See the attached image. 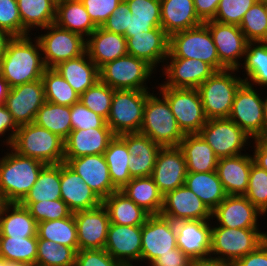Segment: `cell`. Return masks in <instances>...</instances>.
Returning a JSON list of instances; mask_svg holds the SVG:
<instances>
[{
    "instance_id": "cell-1",
    "label": "cell",
    "mask_w": 267,
    "mask_h": 266,
    "mask_svg": "<svg viewBox=\"0 0 267 266\" xmlns=\"http://www.w3.org/2000/svg\"><path fill=\"white\" fill-rule=\"evenodd\" d=\"M31 34L14 37L0 60V73L10 88L39 80L46 66L43 61L40 44Z\"/></svg>"
},
{
    "instance_id": "cell-2",
    "label": "cell",
    "mask_w": 267,
    "mask_h": 266,
    "mask_svg": "<svg viewBox=\"0 0 267 266\" xmlns=\"http://www.w3.org/2000/svg\"><path fill=\"white\" fill-rule=\"evenodd\" d=\"M44 163L21 156L10 147L0 158V192L7 203H20L28 194Z\"/></svg>"
},
{
    "instance_id": "cell-3",
    "label": "cell",
    "mask_w": 267,
    "mask_h": 266,
    "mask_svg": "<svg viewBox=\"0 0 267 266\" xmlns=\"http://www.w3.org/2000/svg\"><path fill=\"white\" fill-rule=\"evenodd\" d=\"M9 147L19 155L45 165L64 162V140L34 122L19 126Z\"/></svg>"
},
{
    "instance_id": "cell-4",
    "label": "cell",
    "mask_w": 267,
    "mask_h": 266,
    "mask_svg": "<svg viewBox=\"0 0 267 266\" xmlns=\"http://www.w3.org/2000/svg\"><path fill=\"white\" fill-rule=\"evenodd\" d=\"M152 91L146 98L140 133L161 147L179 146L184 134L178 127L170 105L159 91L157 94Z\"/></svg>"
},
{
    "instance_id": "cell-5",
    "label": "cell",
    "mask_w": 267,
    "mask_h": 266,
    "mask_svg": "<svg viewBox=\"0 0 267 266\" xmlns=\"http://www.w3.org/2000/svg\"><path fill=\"white\" fill-rule=\"evenodd\" d=\"M264 232L260 228L222 227L212 220L210 257L234 263L267 240Z\"/></svg>"
},
{
    "instance_id": "cell-6",
    "label": "cell",
    "mask_w": 267,
    "mask_h": 266,
    "mask_svg": "<svg viewBox=\"0 0 267 266\" xmlns=\"http://www.w3.org/2000/svg\"><path fill=\"white\" fill-rule=\"evenodd\" d=\"M238 69L216 71L198 88L207 119L228 118L237 89L244 82Z\"/></svg>"
},
{
    "instance_id": "cell-7",
    "label": "cell",
    "mask_w": 267,
    "mask_h": 266,
    "mask_svg": "<svg viewBox=\"0 0 267 266\" xmlns=\"http://www.w3.org/2000/svg\"><path fill=\"white\" fill-rule=\"evenodd\" d=\"M166 58L199 59L215 71L227 69L220 62L210 31L204 23L172 34L169 37V53Z\"/></svg>"
},
{
    "instance_id": "cell-8",
    "label": "cell",
    "mask_w": 267,
    "mask_h": 266,
    "mask_svg": "<svg viewBox=\"0 0 267 266\" xmlns=\"http://www.w3.org/2000/svg\"><path fill=\"white\" fill-rule=\"evenodd\" d=\"M152 74L156 70L151 65L129 54L99 68V80L114 90H150Z\"/></svg>"
},
{
    "instance_id": "cell-9",
    "label": "cell",
    "mask_w": 267,
    "mask_h": 266,
    "mask_svg": "<svg viewBox=\"0 0 267 266\" xmlns=\"http://www.w3.org/2000/svg\"><path fill=\"white\" fill-rule=\"evenodd\" d=\"M151 90H114L106 124L115 135L140 132L147 95Z\"/></svg>"
},
{
    "instance_id": "cell-10",
    "label": "cell",
    "mask_w": 267,
    "mask_h": 266,
    "mask_svg": "<svg viewBox=\"0 0 267 266\" xmlns=\"http://www.w3.org/2000/svg\"><path fill=\"white\" fill-rule=\"evenodd\" d=\"M40 30L38 34H41L34 38L40 44L46 68H54L60 62L77 58L86 52V39L79 34L61 28L55 23Z\"/></svg>"
},
{
    "instance_id": "cell-11",
    "label": "cell",
    "mask_w": 267,
    "mask_h": 266,
    "mask_svg": "<svg viewBox=\"0 0 267 266\" xmlns=\"http://www.w3.org/2000/svg\"><path fill=\"white\" fill-rule=\"evenodd\" d=\"M167 99L178 127L186 134H199L206 124L202 101L197 88L157 87Z\"/></svg>"
},
{
    "instance_id": "cell-12",
    "label": "cell",
    "mask_w": 267,
    "mask_h": 266,
    "mask_svg": "<svg viewBox=\"0 0 267 266\" xmlns=\"http://www.w3.org/2000/svg\"><path fill=\"white\" fill-rule=\"evenodd\" d=\"M263 88L243 82L237 89L229 119L239 126L251 139L264 137ZM261 93H258V92Z\"/></svg>"
},
{
    "instance_id": "cell-13",
    "label": "cell",
    "mask_w": 267,
    "mask_h": 266,
    "mask_svg": "<svg viewBox=\"0 0 267 266\" xmlns=\"http://www.w3.org/2000/svg\"><path fill=\"white\" fill-rule=\"evenodd\" d=\"M199 134L219 159L242 154L241 151L246 152L252 143L251 138L229 118L207 119Z\"/></svg>"
},
{
    "instance_id": "cell-14",
    "label": "cell",
    "mask_w": 267,
    "mask_h": 266,
    "mask_svg": "<svg viewBox=\"0 0 267 266\" xmlns=\"http://www.w3.org/2000/svg\"><path fill=\"white\" fill-rule=\"evenodd\" d=\"M176 236L175 223L172 220L160 214L150 215L142 225L141 262L149 266L160 255L177 248Z\"/></svg>"
},
{
    "instance_id": "cell-15",
    "label": "cell",
    "mask_w": 267,
    "mask_h": 266,
    "mask_svg": "<svg viewBox=\"0 0 267 266\" xmlns=\"http://www.w3.org/2000/svg\"><path fill=\"white\" fill-rule=\"evenodd\" d=\"M204 24L210 31L220 62L227 69H238L242 65L249 42L240 27L215 20Z\"/></svg>"
},
{
    "instance_id": "cell-16",
    "label": "cell",
    "mask_w": 267,
    "mask_h": 266,
    "mask_svg": "<svg viewBox=\"0 0 267 266\" xmlns=\"http://www.w3.org/2000/svg\"><path fill=\"white\" fill-rule=\"evenodd\" d=\"M161 68L164 80L156 87L198 88L216 71L199 59L166 58Z\"/></svg>"
},
{
    "instance_id": "cell-17",
    "label": "cell",
    "mask_w": 267,
    "mask_h": 266,
    "mask_svg": "<svg viewBox=\"0 0 267 266\" xmlns=\"http://www.w3.org/2000/svg\"><path fill=\"white\" fill-rule=\"evenodd\" d=\"M45 102L44 85L39 79L10 88L4 104L19 127L33 123Z\"/></svg>"
},
{
    "instance_id": "cell-18",
    "label": "cell",
    "mask_w": 267,
    "mask_h": 266,
    "mask_svg": "<svg viewBox=\"0 0 267 266\" xmlns=\"http://www.w3.org/2000/svg\"><path fill=\"white\" fill-rule=\"evenodd\" d=\"M160 215L172 220H212V211L185 185L166 193Z\"/></svg>"
},
{
    "instance_id": "cell-19",
    "label": "cell",
    "mask_w": 267,
    "mask_h": 266,
    "mask_svg": "<svg viewBox=\"0 0 267 266\" xmlns=\"http://www.w3.org/2000/svg\"><path fill=\"white\" fill-rule=\"evenodd\" d=\"M260 212L244 195H227L212 211L215 224L228 228H259Z\"/></svg>"
},
{
    "instance_id": "cell-20",
    "label": "cell",
    "mask_w": 267,
    "mask_h": 266,
    "mask_svg": "<svg viewBox=\"0 0 267 266\" xmlns=\"http://www.w3.org/2000/svg\"><path fill=\"white\" fill-rule=\"evenodd\" d=\"M186 174V160L182 150L178 146L161 147L152 173V178L160 193L164 196L183 186Z\"/></svg>"
},
{
    "instance_id": "cell-21",
    "label": "cell",
    "mask_w": 267,
    "mask_h": 266,
    "mask_svg": "<svg viewBox=\"0 0 267 266\" xmlns=\"http://www.w3.org/2000/svg\"><path fill=\"white\" fill-rule=\"evenodd\" d=\"M77 227L79 250L104 249L108 228L109 215L106 208L100 206L73 213Z\"/></svg>"
},
{
    "instance_id": "cell-22",
    "label": "cell",
    "mask_w": 267,
    "mask_h": 266,
    "mask_svg": "<svg viewBox=\"0 0 267 266\" xmlns=\"http://www.w3.org/2000/svg\"><path fill=\"white\" fill-rule=\"evenodd\" d=\"M142 225L128 226L110 223L104 249L124 266L141 262Z\"/></svg>"
},
{
    "instance_id": "cell-23",
    "label": "cell",
    "mask_w": 267,
    "mask_h": 266,
    "mask_svg": "<svg viewBox=\"0 0 267 266\" xmlns=\"http://www.w3.org/2000/svg\"><path fill=\"white\" fill-rule=\"evenodd\" d=\"M64 162L80 175L83 182H85L101 200L118 190L111 181L109 168L103 154L64 159Z\"/></svg>"
},
{
    "instance_id": "cell-24",
    "label": "cell",
    "mask_w": 267,
    "mask_h": 266,
    "mask_svg": "<svg viewBox=\"0 0 267 266\" xmlns=\"http://www.w3.org/2000/svg\"><path fill=\"white\" fill-rule=\"evenodd\" d=\"M174 223L177 247L192 260L210 257L211 220H180Z\"/></svg>"
},
{
    "instance_id": "cell-25",
    "label": "cell",
    "mask_w": 267,
    "mask_h": 266,
    "mask_svg": "<svg viewBox=\"0 0 267 266\" xmlns=\"http://www.w3.org/2000/svg\"><path fill=\"white\" fill-rule=\"evenodd\" d=\"M125 38L129 55L146 61L156 71L158 66L163 67L169 53V36L162 27Z\"/></svg>"
},
{
    "instance_id": "cell-26",
    "label": "cell",
    "mask_w": 267,
    "mask_h": 266,
    "mask_svg": "<svg viewBox=\"0 0 267 266\" xmlns=\"http://www.w3.org/2000/svg\"><path fill=\"white\" fill-rule=\"evenodd\" d=\"M61 199L72 213L94 209L102 204L97 194L65 162L60 163Z\"/></svg>"
},
{
    "instance_id": "cell-27",
    "label": "cell",
    "mask_w": 267,
    "mask_h": 266,
    "mask_svg": "<svg viewBox=\"0 0 267 266\" xmlns=\"http://www.w3.org/2000/svg\"><path fill=\"white\" fill-rule=\"evenodd\" d=\"M128 148L129 173L132 178L152 176L161 146L140 132L118 135Z\"/></svg>"
},
{
    "instance_id": "cell-28",
    "label": "cell",
    "mask_w": 267,
    "mask_h": 266,
    "mask_svg": "<svg viewBox=\"0 0 267 266\" xmlns=\"http://www.w3.org/2000/svg\"><path fill=\"white\" fill-rule=\"evenodd\" d=\"M115 136L111 129L72 130L64 140V159L103 154Z\"/></svg>"
},
{
    "instance_id": "cell-29",
    "label": "cell",
    "mask_w": 267,
    "mask_h": 266,
    "mask_svg": "<svg viewBox=\"0 0 267 266\" xmlns=\"http://www.w3.org/2000/svg\"><path fill=\"white\" fill-rule=\"evenodd\" d=\"M252 155L242 153L218 160L216 172L227 195H244L253 163Z\"/></svg>"
},
{
    "instance_id": "cell-30",
    "label": "cell",
    "mask_w": 267,
    "mask_h": 266,
    "mask_svg": "<svg viewBox=\"0 0 267 266\" xmlns=\"http://www.w3.org/2000/svg\"><path fill=\"white\" fill-rule=\"evenodd\" d=\"M86 52L98 68L109 61L127 55L124 35L112 33L101 26L86 39Z\"/></svg>"
},
{
    "instance_id": "cell-31",
    "label": "cell",
    "mask_w": 267,
    "mask_h": 266,
    "mask_svg": "<svg viewBox=\"0 0 267 266\" xmlns=\"http://www.w3.org/2000/svg\"><path fill=\"white\" fill-rule=\"evenodd\" d=\"M161 27L172 34L203 24L195 12L193 0H160Z\"/></svg>"
},
{
    "instance_id": "cell-32",
    "label": "cell",
    "mask_w": 267,
    "mask_h": 266,
    "mask_svg": "<svg viewBox=\"0 0 267 266\" xmlns=\"http://www.w3.org/2000/svg\"><path fill=\"white\" fill-rule=\"evenodd\" d=\"M54 69L79 96L99 80V68L90 59L87 52L77 58L60 62Z\"/></svg>"
},
{
    "instance_id": "cell-33",
    "label": "cell",
    "mask_w": 267,
    "mask_h": 266,
    "mask_svg": "<svg viewBox=\"0 0 267 266\" xmlns=\"http://www.w3.org/2000/svg\"><path fill=\"white\" fill-rule=\"evenodd\" d=\"M185 157L187 172L216 171L219 158L200 134H186L178 146Z\"/></svg>"
},
{
    "instance_id": "cell-34",
    "label": "cell",
    "mask_w": 267,
    "mask_h": 266,
    "mask_svg": "<svg viewBox=\"0 0 267 266\" xmlns=\"http://www.w3.org/2000/svg\"><path fill=\"white\" fill-rule=\"evenodd\" d=\"M106 208L110 223L118 225L138 226L143 225L150 214L136 205L120 190L111 193L102 200Z\"/></svg>"
},
{
    "instance_id": "cell-35",
    "label": "cell",
    "mask_w": 267,
    "mask_h": 266,
    "mask_svg": "<svg viewBox=\"0 0 267 266\" xmlns=\"http://www.w3.org/2000/svg\"><path fill=\"white\" fill-rule=\"evenodd\" d=\"M61 28L87 39L97 28L80 0H65L56 3L55 22Z\"/></svg>"
},
{
    "instance_id": "cell-36",
    "label": "cell",
    "mask_w": 267,
    "mask_h": 266,
    "mask_svg": "<svg viewBox=\"0 0 267 266\" xmlns=\"http://www.w3.org/2000/svg\"><path fill=\"white\" fill-rule=\"evenodd\" d=\"M38 223L20 203H7L0 216V236H37Z\"/></svg>"
},
{
    "instance_id": "cell-37",
    "label": "cell",
    "mask_w": 267,
    "mask_h": 266,
    "mask_svg": "<svg viewBox=\"0 0 267 266\" xmlns=\"http://www.w3.org/2000/svg\"><path fill=\"white\" fill-rule=\"evenodd\" d=\"M120 191L150 215L160 214L163 195L152 176L132 178Z\"/></svg>"
},
{
    "instance_id": "cell-38",
    "label": "cell",
    "mask_w": 267,
    "mask_h": 266,
    "mask_svg": "<svg viewBox=\"0 0 267 266\" xmlns=\"http://www.w3.org/2000/svg\"><path fill=\"white\" fill-rule=\"evenodd\" d=\"M184 185L194 192L211 211L227 197L216 171L187 172Z\"/></svg>"
},
{
    "instance_id": "cell-39",
    "label": "cell",
    "mask_w": 267,
    "mask_h": 266,
    "mask_svg": "<svg viewBox=\"0 0 267 266\" xmlns=\"http://www.w3.org/2000/svg\"><path fill=\"white\" fill-rule=\"evenodd\" d=\"M244 82L260 88L267 87V41L248 42L244 60L238 70H242ZM246 74V75H245ZM262 86V87H261Z\"/></svg>"
},
{
    "instance_id": "cell-40",
    "label": "cell",
    "mask_w": 267,
    "mask_h": 266,
    "mask_svg": "<svg viewBox=\"0 0 267 266\" xmlns=\"http://www.w3.org/2000/svg\"><path fill=\"white\" fill-rule=\"evenodd\" d=\"M22 27L30 34L55 22L56 2L54 0H17ZM32 30V31H31Z\"/></svg>"
},
{
    "instance_id": "cell-41",
    "label": "cell",
    "mask_w": 267,
    "mask_h": 266,
    "mask_svg": "<svg viewBox=\"0 0 267 266\" xmlns=\"http://www.w3.org/2000/svg\"><path fill=\"white\" fill-rule=\"evenodd\" d=\"M113 185L121 190L131 179L129 173V151L126 143L116 135L103 153Z\"/></svg>"
},
{
    "instance_id": "cell-42",
    "label": "cell",
    "mask_w": 267,
    "mask_h": 266,
    "mask_svg": "<svg viewBox=\"0 0 267 266\" xmlns=\"http://www.w3.org/2000/svg\"><path fill=\"white\" fill-rule=\"evenodd\" d=\"M34 123L65 140L72 131L70 106L46 101L38 110Z\"/></svg>"
},
{
    "instance_id": "cell-43",
    "label": "cell",
    "mask_w": 267,
    "mask_h": 266,
    "mask_svg": "<svg viewBox=\"0 0 267 266\" xmlns=\"http://www.w3.org/2000/svg\"><path fill=\"white\" fill-rule=\"evenodd\" d=\"M61 199L60 164L45 165L36 182L20 203Z\"/></svg>"
},
{
    "instance_id": "cell-44",
    "label": "cell",
    "mask_w": 267,
    "mask_h": 266,
    "mask_svg": "<svg viewBox=\"0 0 267 266\" xmlns=\"http://www.w3.org/2000/svg\"><path fill=\"white\" fill-rule=\"evenodd\" d=\"M37 239L53 241L78 251L77 227L74 214L72 213L67 218L39 222Z\"/></svg>"
},
{
    "instance_id": "cell-45",
    "label": "cell",
    "mask_w": 267,
    "mask_h": 266,
    "mask_svg": "<svg viewBox=\"0 0 267 266\" xmlns=\"http://www.w3.org/2000/svg\"><path fill=\"white\" fill-rule=\"evenodd\" d=\"M41 79L47 102L72 106L79 101L80 96L54 68H46Z\"/></svg>"
},
{
    "instance_id": "cell-46",
    "label": "cell",
    "mask_w": 267,
    "mask_h": 266,
    "mask_svg": "<svg viewBox=\"0 0 267 266\" xmlns=\"http://www.w3.org/2000/svg\"><path fill=\"white\" fill-rule=\"evenodd\" d=\"M0 256L6 261L24 262L36 265L37 236H0Z\"/></svg>"
},
{
    "instance_id": "cell-47",
    "label": "cell",
    "mask_w": 267,
    "mask_h": 266,
    "mask_svg": "<svg viewBox=\"0 0 267 266\" xmlns=\"http://www.w3.org/2000/svg\"><path fill=\"white\" fill-rule=\"evenodd\" d=\"M77 251L53 241L37 239L35 266H75Z\"/></svg>"
},
{
    "instance_id": "cell-48",
    "label": "cell",
    "mask_w": 267,
    "mask_h": 266,
    "mask_svg": "<svg viewBox=\"0 0 267 266\" xmlns=\"http://www.w3.org/2000/svg\"><path fill=\"white\" fill-rule=\"evenodd\" d=\"M239 27L249 42L267 41V1L257 0Z\"/></svg>"
},
{
    "instance_id": "cell-49",
    "label": "cell",
    "mask_w": 267,
    "mask_h": 266,
    "mask_svg": "<svg viewBox=\"0 0 267 266\" xmlns=\"http://www.w3.org/2000/svg\"><path fill=\"white\" fill-rule=\"evenodd\" d=\"M114 89L98 80L80 97V102L89 110L107 120L110 112Z\"/></svg>"
},
{
    "instance_id": "cell-50",
    "label": "cell",
    "mask_w": 267,
    "mask_h": 266,
    "mask_svg": "<svg viewBox=\"0 0 267 266\" xmlns=\"http://www.w3.org/2000/svg\"><path fill=\"white\" fill-rule=\"evenodd\" d=\"M244 196L267 216V170L252 163L249 182Z\"/></svg>"
},
{
    "instance_id": "cell-51",
    "label": "cell",
    "mask_w": 267,
    "mask_h": 266,
    "mask_svg": "<svg viewBox=\"0 0 267 266\" xmlns=\"http://www.w3.org/2000/svg\"><path fill=\"white\" fill-rule=\"evenodd\" d=\"M20 204L29 210L37 223L67 218L72 214L62 199Z\"/></svg>"
},
{
    "instance_id": "cell-52",
    "label": "cell",
    "mask_w": 267,
    "mask_h": 266,
    "mask_svg": "<svg viewBox=\"0 0 267 266\" xmlns=\"http://www.w3.org/2000/svg\"><path fill=\"white\" fill-rule=\"evenodd\" d=\"M257 0H220L213 20L224 23L240 25L244 14Z\"/></svg>"
},
{
    "instance_id": "cell-53",
    "label": "cell",
    "mask_w": 267,
    "mask_h": 266,
    "mask_svg": "<svg viewBox=\"0 0 267 266\" xmlns=\"http://www.w3.org/2000/svg\"><path fill=\"white\" fill-rule=\"evenodd\" d=\"M72 130L111 129L106 120L85 107L80 100L70 106Z\"/></svg>"
},
{
    "instance_id": "cell-54",
    "label": "cell",
    "mask_w": 267,
    "mask_h": 266,
    "mask_svg": "<svg viewBox=\"0 0 267 266\" xmlns=\"http://www.w3.org/2000/svg\"><path fill=\"white\" fill-rule=\"evenodd\" d=\"M0 29L14 37L30 35L23 27L17 0H0Z\"/></svg>"
},
{
    "instance_id": "cell-55",
    "label": "cell",
    "mask_w": 267,
    "mask_h": 266,
    "mask_svg": "<svg viewBox=\"0 0 267 266\" xmlns=\"http://www.w3.org/2000/svg\"><path fill=\"white\" fill-rule=\"evenodd\" d=\"M90 19L98 27L118 8L122 0H80Z\"/></svg>"
},
{
    "instance_id": "cell-56",
    "label": "cell",
    "mask_w": 267,
    "mask_h": 266,
    "mask_svg": "<svg viewBox=\"0 0 267 266\" xmlns=\"http://www.w3.org/2000/svg\"><path fill=\"white\" fill-rule=\"evenodd\" d=\"M75 266H124L105 249L78 250Z\"/></svg>"
},
{
    "instance_id": "cell-57",
    "label": "cell",
    "mask_w": 267,
    "mask_h": 266,
    "mask_svg": "<svg viewBox=\"0 0 267 266\" xmlns=\"http://www.w3.org/2000/svg\"><path fill=\"white\" fill-rule=\"evenodd\" d=\"M135 20L161 21L160 0H125Z\"/></svg>"
},
{
    "instance_id": "cell-58",
    "label": "cell",
    "mask_w": 267,
    "mask_h": 266,
    "mask_svg": "<svg viewBox=\"0 0 267 266\" xmlns=\"http://www.w3.org/2000/svg\"><path fill=\"white\" fill-rule=\"evenodd\" d=\"M128 12H130V9L127 2L122 0L118 8L108 17L101 27L109 32L125 35L128 27Z\"/></svg>"
},
{
    "instance_id": "cell-59",
    "label": "cell",
    "mask_w": 267,
    "mask_h": 266,
    "mask_svg": "<svg viewBox=\"0 0 267 266\" xmlns=\"http://www.w3.org/2000/svg\"><path fill=\"white\" fill-rule=\"evenodd\" d=\"M17 130L18 126L14 122L12 115L6 108L5 104H0V139L1 137L3 138V141L2 139L0 141L3 142V147L5 144L6 148L11 145ZM6 133H8L7 136ZM5 136L6 138H4Z\"/></svg>"
},
{
    "instance_id": "cell-60",
    "label": "cell",
    "mask_w": 267,
    "mask_h": 266,
    "mask_svg": "<svg viewBox=\"0 0 267 266\" xmlns=\"http://www.w3.org/2000/svg\"><path fill=\"white\" fill-rule=\"evenodd\" d=\"M191 263L192 259L177 247L160 255L149 266H189Z\"/></svg>"
},
{
    "instance_id": "cell-61",
    "label": "cell",
    "mask_w": 267,
    "mask_h": 266,
    "mask_svg": "<svg viewBox=\"0 0 267 266\" xmlns=\"http://www.w3.org/2000/svg\"><path fill=\"white\" fill-rule=\"evenodd\" d=\"M234 266H267V240L256 250L235 261Z\"/></svg>"
},
{
    "instance_id": "cell-62",
    "label": "cell",
    "mask_w": 267,
    "mask_h": 266,
    "mask_svg": "<svg viewBox=\"0 0 267 266\" xmlns=\"http://www.w3.org/2000/svg\"><path fill=\"white\" fill-rule=\"evenodd\" d=\"M194 8L199 19L204 23L213 20L220 0H193Z\"/></svg>"
},
{
    "instance_id": "cell-63",
    "label": "cell",
    "mask_w": 267,
    "mask_h": 266,
    "mask_svg": "<svg viewBox=\"0 0 267 266\" xmlns=\"http://www.w3.org/2000/svg\"><path fill=\"white\" fill-rule=\"evenodd\" d=\"M156 27H161V21L135 20L134 14L128 12V27L124 36L132 37L134 34H139L143 31L149 32Z\"/></svg>"
},
{
    "instance_id": "cell-64",
    "label": "cell",
    "mask_w": 267,
    "mask_h": 266,
    "mask_svg": "<svg viewBox=\"0 0 267 266\" xmlns=\"http://www.w3.org/2000/svg\"><path fill=\"white\" fill-rule=\"evenodd\" d=\"M254 141V142H253ZM253 151L252 157L253 161L259 167L267 170V137H258L252 139Z\"/></svg>"
},
{
    "instance_id": "cell-65",
    "label": "cell",
    "mask_w": 267,
    "mask_h": 266,
    "mask_svg": "<svg viewBox=\"0 0 267 266\" xmlns=\"http://www.w3.org/2000/svg\"><path fill=\"white\" fill-rule=\"evenodd\" d=\"M193 266H234V264L229 261L209 257L193 260Z\"/></svg>"
},
{
    "instance_id": "cell-66",
    "label": "cell",
    "mask_w": 267,
    "mask_h": 266,
    "mask_svg": "<svg viewBox=\"0 0 267 266\" xmlns=\"http://www.w3.org/2000/svg\"><path fill=\"white\" fill-rule=\"evenodd\" d=\"M14 38L9 32L0 29V60L4 56L8 43Z\"/></svg>"
},
{
    "instance_id": "cell-67",
    "label": "cell",
    "mask_w": 267,
    "mask_h": 266,
    "mask_svg": "<svg viewBox=\"0 0 267 266\" xmlns=\"http://www.w3.org/2000/svg\"><path fill=\"white\" fill-rule=\"evenodd\" d=\"M9 89L10 87L7 81L4 79V77L0 73V104L5 103Z\"/></svg>"
},
{
    "instance_id": "cell-68",
    "label": "cell",
    "mask_w": 267,
    "mask_h": 266,
    "mask_svg": "<svg viewBox=\"0 0 267 266\" xmlns=\"http://www.w3.org/2000/svg\"><path fill=\"white\" fill-rule=\"evenodd\" d=\"M264 96V137H267V96Z\"/></svg>"
},
{
    "instance_id": "cell-69",
    "label": "cell",
    "mask_w": 267,
    "mask_h": 266,
    "mask_svg": "<svg viewBox=\"0 0 267 266\" xmlns=\"http://www.w3.org/2000/svg\"><path fill=\"white\" fill-rule=\"evenodd\" d=\"M6 266H34L24 262L7 261Z\"/></svg>"
},
{
    "instance_id": "cell-70",
    "label": "cell",
    "mask_w": 267,
    "mask_h": 266,
    "mask_svg": "<svg viewBox=\"0 0 267 266\" xmlns=\"http://www.w3.org/2000/svg\"><path fill=\"white\" fill-rule=\"evenodd\" d=\"M6 204H7V202H6L5 198L3 197V195L0 192V216H1V213H2L4 206Z\"/></svg>"
},
{
    "instance_id": "cell-71",
    "label": "cell",
    "mask_w": 267,
    "mask_h": 266,
    "mask_svg": "<svg viewBox=\"0 0 267 266\" xmlns=\"http://www.w3.org/2000/svg\"><path fill=\"white\" fill-rule=\"evenodd\" d=\"M6 260L2 257V256H0V266H6Z\"/></svg>"
},
{
    "instance_id": "cell-72",
    "label": "cell",
    "mask_w": 267,
    "mask_h": 266,
    "mask_svg": "<svg viewBox=\"0 0 267 266\" xmlns=\"http://www.w3.org/2000/svg\"><path fill=\"white\" fill-rule=\"evenodd\" d=\"M56 3H59L61 1H65V0H54Z\"/></svg>"
}]
</instances>
